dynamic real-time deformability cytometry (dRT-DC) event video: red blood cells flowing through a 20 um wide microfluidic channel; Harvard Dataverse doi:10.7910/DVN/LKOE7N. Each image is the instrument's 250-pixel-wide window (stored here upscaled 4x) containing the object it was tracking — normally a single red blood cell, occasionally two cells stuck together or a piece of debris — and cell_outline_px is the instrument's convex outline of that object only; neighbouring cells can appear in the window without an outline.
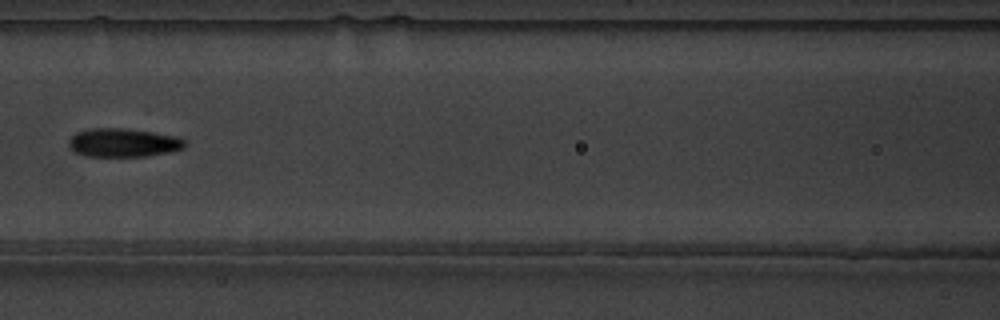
{"species": "common noctule bat (a hibernating species)", "species_latin": "Nyctalus noctula", "temperature_condition": "warm", "stored_images_in_passage": 15, "camera_frame_rate_fps": 3000, "um_per_image_px": 0.085, "animal": {"sex": "male", "body_mass_g": 19.5, "forearm_length_mm": 54.6}, "frame": {"image": 1, "passage_image": 7, "time_ms": 2.0, "image_size_px": [1000, 320], "cell_outline_px": [[188, 144], [184, 148], [168, 152], [144, 156], [88, 156], [76, 152], [68, 144], [68, 140], [76, 132], [88, 128], [128, 128], [180, 136]], "centroid_in_image_um": [10.51, 12.1], "position_along_channel_um": 156.1, "area_um2": 19.48}}
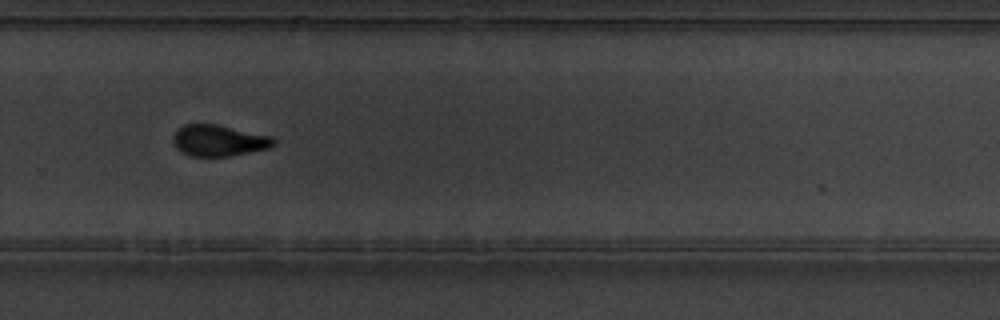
{"frame": {"image": 2, "passage_image": 11, "time_ms": 3.333, "image_size_px": [1000, 320], "cell_outline_px": [[276, 144], [268, 148], [228, 156], [192, 156], [180, 152], [176, 148], [172, 140], [172, 136], [184, 124], [216, 124], [272, 136], [276, 140]], "centroid_in_image_um": [18.59, 11.94], "position_along_channel_um": 311.2, "area_um2": 18.26}}
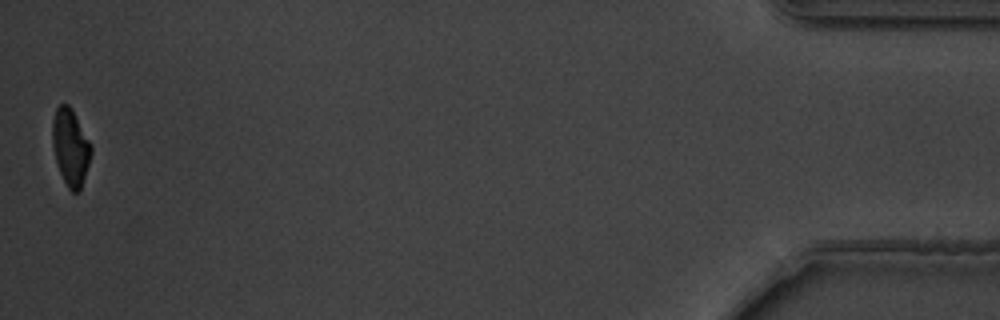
{"frame": {"image": 3, "passage_image": 15, "time_ms": 4.667, "image_size_px": [1000, 320], "cell_outline_px": [[92, 152], [80, 192], [72, 192], [68, 188], [60, 172], [56, 160], [52, 144], [52, 120], [56, 108], [60, 104], [68, 104], [72, 108], [92, 144]], "centroid_in_image_um": [6.0, 12.49], "position_along_channel_um": 429.2, "area_um2": 17.46}}